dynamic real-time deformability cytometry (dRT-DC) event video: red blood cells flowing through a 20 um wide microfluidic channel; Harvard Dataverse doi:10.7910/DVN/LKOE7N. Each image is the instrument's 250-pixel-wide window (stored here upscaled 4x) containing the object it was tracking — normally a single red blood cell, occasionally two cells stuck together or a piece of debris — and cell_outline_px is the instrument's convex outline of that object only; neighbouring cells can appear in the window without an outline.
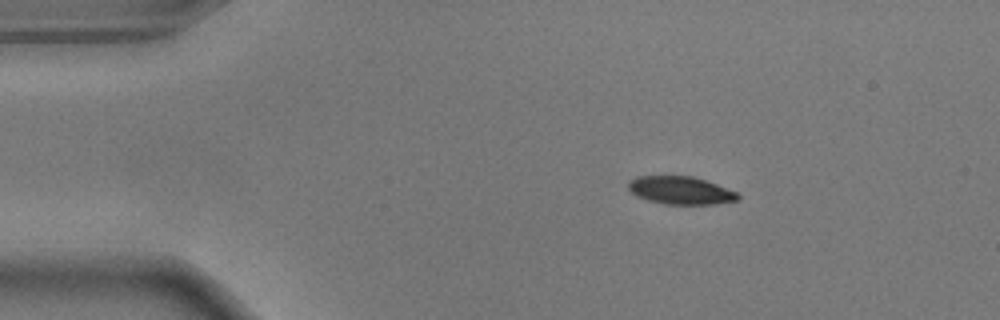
{"species": "common noctule bat (a hibernating species)", "species_latin": "Nyctalus noctula", "temperature_condition": "warm", "stored_images_in_passage": 47, "camera_frame_rate_fps": 3000, "um_per_image_px": 0.085, "animal": {"sex": "male", "body_mass_g": 17.9}, "frame": {"image": 1, "passage_image": 1, "time_ms": 0.0, "image_size_px": [1000, 320], "cell_outline_px": [[740, 200], [716, 204], [664, 204], [648, 200], [636, 196], [628, 188], [628, 180], [636, 176], [692, 176], [716, 184], [736, 192], [740, 196]], "centroid_in_image_um": [57.83, 16.18], "position_along_channel_um": 27.2, "area_um2": 17.8}}
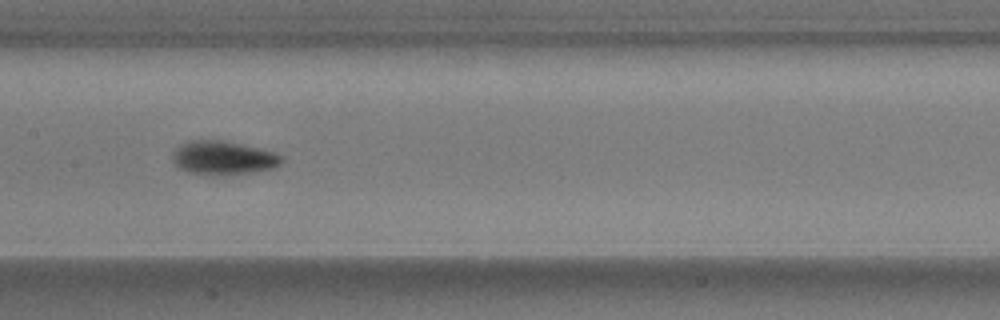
{"frame": {"image": 2, "passage_image": 19, "time_ms": 6.0, "image_size_px": [1000, 320], "cell_outline_px": [[284, 160], [276, 168], [252, 172], [188, 172], [180, 168], [172, 160], [172, 156], [176, 148], [180, 144], [188, 140], [224, 140], [260, 148], [276, 152], [284, 156]], "centroid_in_image_um": [19.03, 13.36], "position_along_channel_um": 188.4, "area_um2": 20.87}}
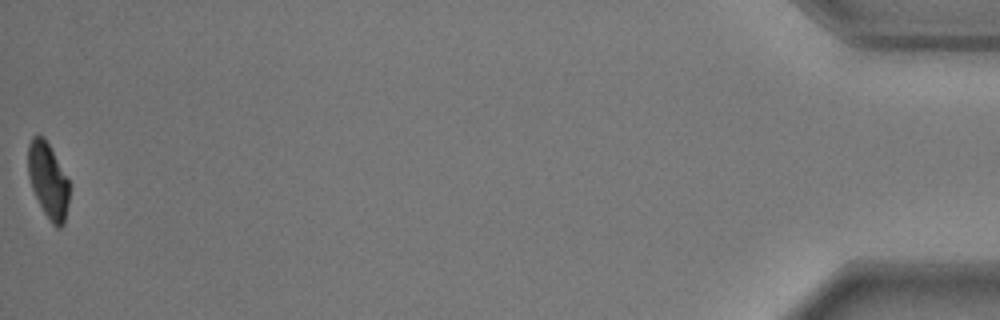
{"frame": {"image": 3, "passage_image": 47, "time_ms": 15.333, "image_size_px": [1000, 320], "cell_outline_px": [[68, 204], [64, 224], [60, 228], [56, 228], [52, 224], [44, 212], [32, 188], [28, 176], [28, 144], [32, 136], [44, 136], [68, 180]], "centroid_in_image_um": [4.07, 15.35], "position_along_channel_um": 431.1, "area_um2": 17.8}, "authors_computed_cell_mechanics": {"area_um2": 20.1144, "velocity_mm_per_s": 3.6617, "shape_relaxation_time_tau1_ms": 2.8925, "shape_relaxation_time_tau2_ms": 2.1274, "deformation_change_tau1": 0.1514, "deformation_change_tau2": 0.0594}}